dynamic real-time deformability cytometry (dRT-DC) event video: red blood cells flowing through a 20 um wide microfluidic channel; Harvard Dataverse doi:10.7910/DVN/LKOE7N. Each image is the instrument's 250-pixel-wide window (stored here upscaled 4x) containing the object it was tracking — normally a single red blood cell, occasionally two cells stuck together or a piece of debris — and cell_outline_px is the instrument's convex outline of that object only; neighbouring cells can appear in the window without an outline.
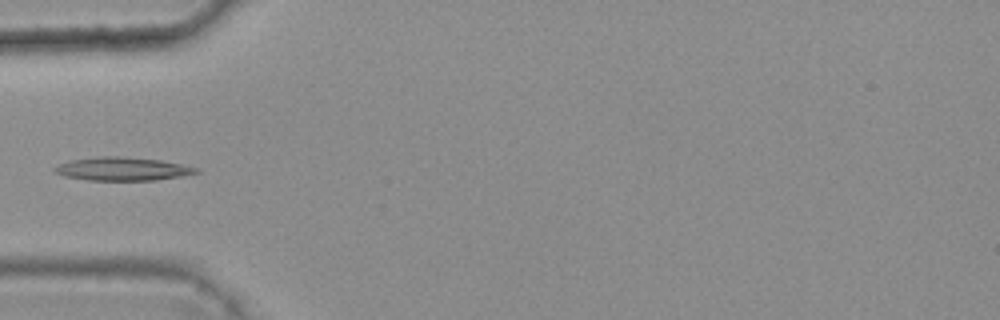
{"species": "common noctule bat (a hibernating species)", "species_latin": "Nyctalus noctula", "temperature_condition": "warm", "stored_images_in_passage": 4, "camera_frame_rate_fps": 3000, "um_per_image_px": 0.085, "animal": {"sex": "female", "body_mass_g": 25.1}, "frame": {"image": 1, "passage_image": 4, "time_ms": 1.0, "image_size_px": [1000, 320], "cell_outline_px": [[200, 172], [180, 176], [156, 180], [88, 180], [64, 176], [56, 172], [52, 168], [56, 164], [68, 160], [100, 156], [120, 156], [160, 160], [184, 164], [200, 168]], "centroid_in_image_um": [10.4, 14.34], "position_along_channel_um": 74.6, "area_um2": 19.42}}